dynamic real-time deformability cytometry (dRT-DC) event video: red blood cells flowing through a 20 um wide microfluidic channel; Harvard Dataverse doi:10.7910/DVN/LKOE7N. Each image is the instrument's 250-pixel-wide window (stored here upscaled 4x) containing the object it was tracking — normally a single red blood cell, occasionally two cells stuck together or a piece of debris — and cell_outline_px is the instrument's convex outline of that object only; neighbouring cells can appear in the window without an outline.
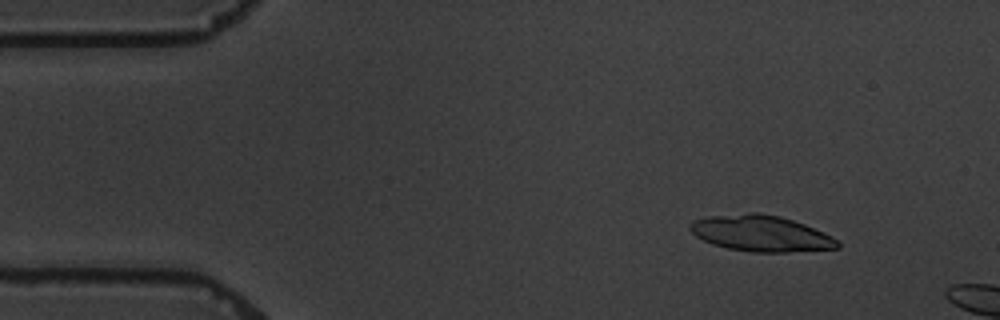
{"species": "common noctule bat (a hibernating species)", "species_latin": "Nyctalus noctula", "temperature_condition": "warm", "stored_images_in_passage": 4, "camera_frame_rate_fps": 3000, "um_per_image_px": 0.085, "animal": {"sex": "male", "body_mass_g": 19.5, "forearm_length_mm": 54.6}, "frame": {"image": 1, "passage_image": 2, "time_ms": 1.333, "image_size_px": [1000, 320], "cell_outline_px": [[840, 248], [788, 252], [752, 252], [728, 248], [712, 244], [696, 236], [688, 228], [688, 224], [692, 220], [708, 216], [748, 212], [756, 212], [780, 216], [804, 224], [832, 236], [840, 244]], "centroid_in_image_um": [64.65, 19.83], "position_along_channel_um": 20.4, "area_um2": 31.04}}